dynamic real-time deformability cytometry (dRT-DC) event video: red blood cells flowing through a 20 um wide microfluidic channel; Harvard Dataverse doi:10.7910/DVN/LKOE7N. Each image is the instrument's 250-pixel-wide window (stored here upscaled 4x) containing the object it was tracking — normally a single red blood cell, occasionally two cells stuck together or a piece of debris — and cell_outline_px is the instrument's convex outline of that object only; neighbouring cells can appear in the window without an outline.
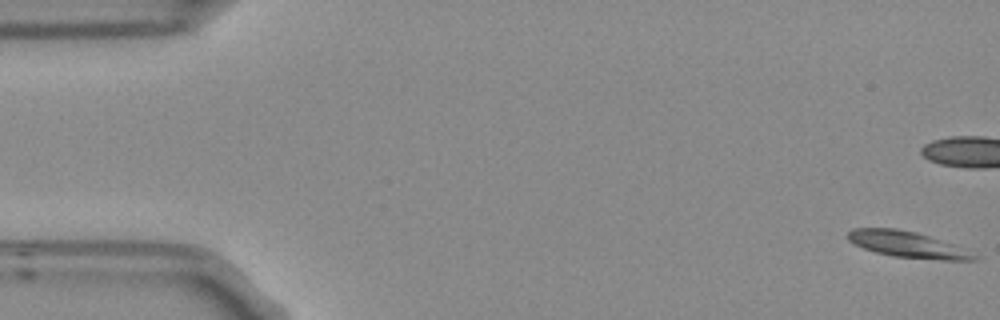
{"species": "Egyptian fruit bat (a non-hibernating species)", "species_latin": "Rousettus aegyptiacus", "temperature_condition": "room temperature", "stored_images_in_passage": 4, "segment_of_instrument_passage": [2, 2], "camera_frame_rate_fps": 3000, "um_per_image_px": 0.085, "frame": {"image": 1, "passage_image": 4, "time_ms": 1.0, "image_size_px": [1000, 320], "cell_outline_px": [[984, 256], [976, 260], [940, 260], [892, 256], [876, 252], [864, 248], [848, 240], [848, 232], [852, 228], [896, 228], [916, 232], [952, 244]], "centroid_in_image_um": [77.2, 20.79], "position_along_channel_um": 7.8, "area_um2": 19.19}}